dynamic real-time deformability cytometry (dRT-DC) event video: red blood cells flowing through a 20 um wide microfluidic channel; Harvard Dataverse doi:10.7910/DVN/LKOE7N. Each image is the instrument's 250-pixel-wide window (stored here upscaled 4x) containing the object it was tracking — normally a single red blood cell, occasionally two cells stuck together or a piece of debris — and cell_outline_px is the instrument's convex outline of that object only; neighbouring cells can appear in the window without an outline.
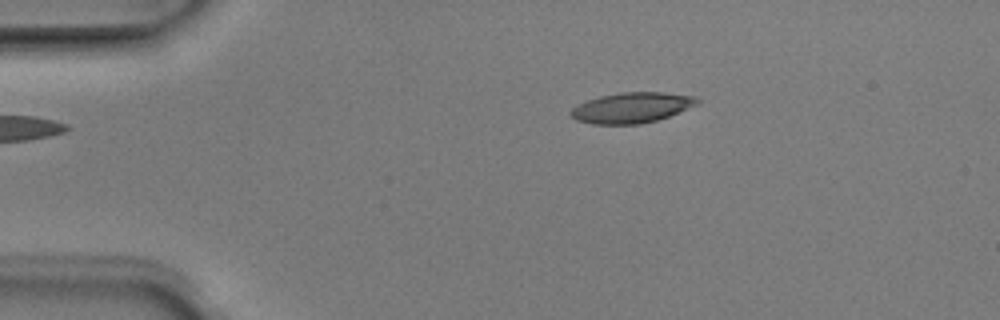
{"species": "Egyptian fruit bat (a non-hibernating species)", "species_latin": "Rousettus aegyptiacus", "temperature_condition": "room temperature", "stored_images_in_passage": 4, "camera_frame_rate_fps": 3000, "um_per_image_px": 0.085, "animal": {"sex": "male"}, "frame": {"image": 1, "passage_image": 2, "time_ms": 0.333, "image_size_px": [1000, 320], "cell_outline_px": [[700, 104], [668, 116], [656, 120], [640, 124], [592, 124], [576, 120], [568, 112], [572, 108], [588, 100], [600, 96], [620, 92], [664, 92], [696, 96], [700, 100]], "centroid_in_image_um": [53.73, 9.14], "position_along_channel_um": 31.3, "area_um2": 22.48}}
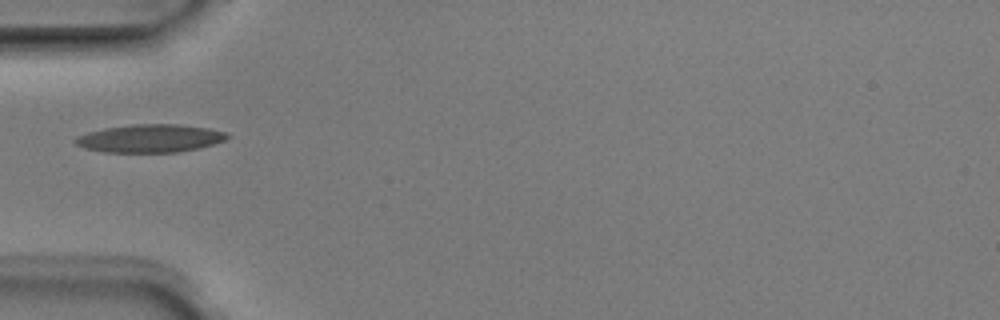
{"frame": {"image": 2, "passage_image": 4, "time_ms": 1.0, "image_size_px": [1000, 320], "cell_outline_px": [[232, 136], [224, 140], [212, 144], [196, 148], [176, 152], [104, 152], [84, 148], [76, 144], [72, 140], [76, 136], [88, 132], [104, 128], [132, 124], [180, 124], [208, 128], [224, 132]], "centroid_in_image_um": [12.71, 11.75], "position_along_channel_um": 72.3, "area_um2": 24.74}}